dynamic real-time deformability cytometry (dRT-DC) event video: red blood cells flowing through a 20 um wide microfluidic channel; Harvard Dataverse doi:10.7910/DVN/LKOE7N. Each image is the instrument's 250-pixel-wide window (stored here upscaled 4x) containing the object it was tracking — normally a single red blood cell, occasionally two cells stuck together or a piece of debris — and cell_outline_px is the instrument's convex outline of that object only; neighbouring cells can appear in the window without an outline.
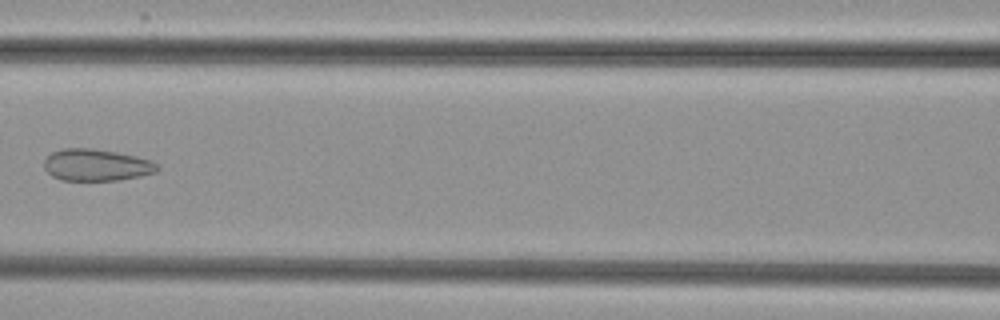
{"species": "common noctule bat (a hibernating species)", "species_latin": "Nyctalus noctula", "temperature_condition": "cold", "stored_images_in_passage": 8, "camera_frame_rate_fps": 3000, "um_per_image_px": 0.085, "animal": {"sex": "female", "body_mass_g": 29.2, "forearm_length_mm": 56.3}, "frame": {"image": 1, "passage_image": 7, "time_ms": 7.0, "image_size_px": [1000, 320], "cell_outline_px": [[160, 168], [156, 172], [140, 176], [120, 180], [60, 180], [52, 176], [44, 168], [44, 160], [52, 152], [64, 148], [92, 148], [116, 152], [136, 156], [152, 160], [160, 164]], "centroid_in_image_um": [8.23, 14.02], "position_along_channel_um": 158.4, "area_um2": 21.15}}
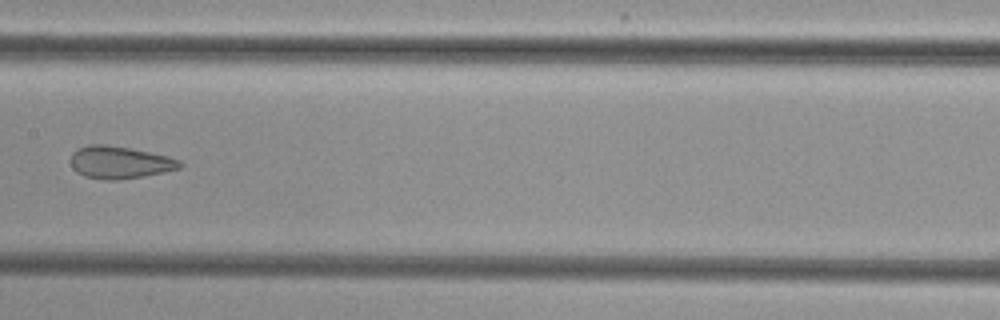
{"frame": {"image": 2, "passage_image": 8, "time_ms": 8.0, "image_size_px": [1000, 320], "cell_outline_px": [[184, 164], [180, 168], [144, 176], [120, 180], [104, 180], [84, 176], [76, 172], [72, 168], [72, 152], [76, 148], [88, 144], [104, 144], [132, 148], [168, 156], [180, 160]], "centroid_in_image_um": [10.17, 13.8], "position_along_channel_um": 197.2, "area_um2": 20.81}}